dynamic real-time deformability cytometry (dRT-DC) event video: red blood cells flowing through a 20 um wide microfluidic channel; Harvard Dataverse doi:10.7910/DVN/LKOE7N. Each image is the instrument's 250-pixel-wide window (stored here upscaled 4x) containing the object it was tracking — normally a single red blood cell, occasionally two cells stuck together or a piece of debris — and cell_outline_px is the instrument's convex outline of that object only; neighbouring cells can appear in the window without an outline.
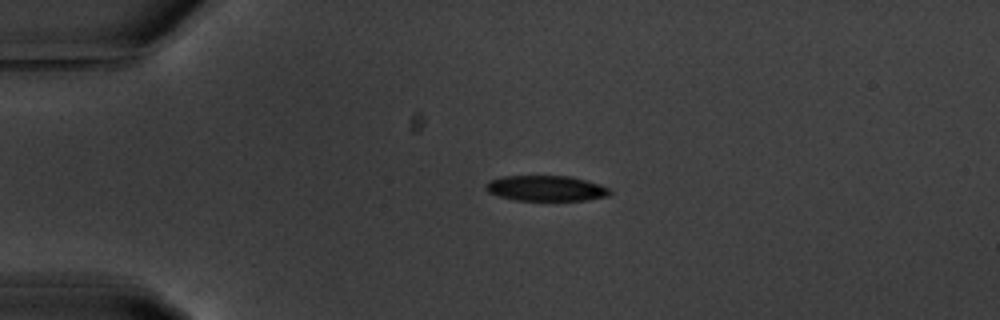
{"species": "common noctule bat (a hibernating species)", "species_latin": "Nyctalus noctula", "temperature_condition": "warm", "stored_images_in_passage": 2, "camera_frame_rate_fps": 3000, "um_per_image_px": 0.085, "animal": {"sex": "male", "body_mass_g": 20.1, "forearm_length_mm": 53.5}, "frame": {"image": 1, "passage_image": 2, "time_ms": 2.0, "image_size_px": [1000, 320], "cell_outline_px": [[612, 192], [608, 196], [588, 200], [516, 200], [500, 196], [488, 192], [484, 188], [484, 184], [488, 180], [500, 176], [568, 176], [600, 184], [608, 188]], "centroid_in_image_um": [46.37, 16.0], "position_along_channel_um": 38.6, "area_um2": 18.44}}